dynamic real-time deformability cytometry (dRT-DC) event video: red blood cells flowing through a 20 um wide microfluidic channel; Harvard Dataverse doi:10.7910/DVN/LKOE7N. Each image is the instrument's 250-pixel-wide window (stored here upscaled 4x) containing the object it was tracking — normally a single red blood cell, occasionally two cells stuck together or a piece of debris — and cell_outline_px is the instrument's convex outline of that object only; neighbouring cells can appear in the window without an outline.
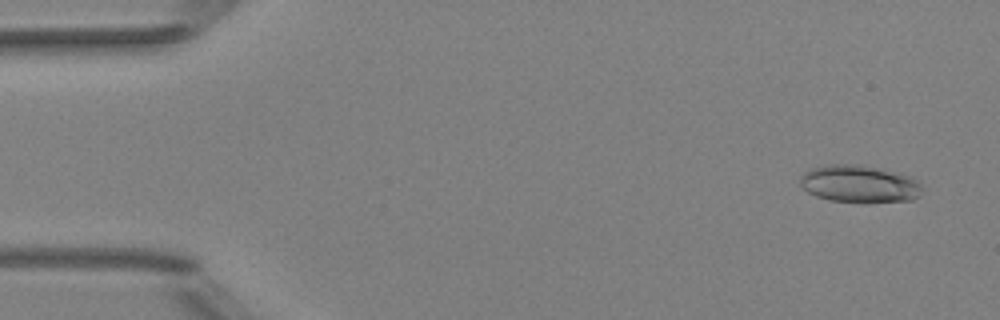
{"species": "Egyptian fruit bat (a non-hibernating species)", "species_latin": "Rousettus aegyptiacus", "temperature_condition": "room temperature", "stored_images_in_passage": 51, "camera_frame_rate_fps": 3000, "um_per_image_px": 0.085, "animal": {"sex": "female"}, "frame": {"image": 1, "passage_image": 3, "time_ms": 0.667, "image_size_px": [1000, 320], "cell_outline_px": [[920, 196], [912, 200], [828, 200], [816, 196], [808, 192], [800, 184], [800, 176], [804, 172], [812, 168], [828, 164], [864, 164], [912, 176], [920, 184]], "centroid_in_image_um": [73.02, 15.58], "position_along_channel_um": 12.0, "area_um2": 26.01}}
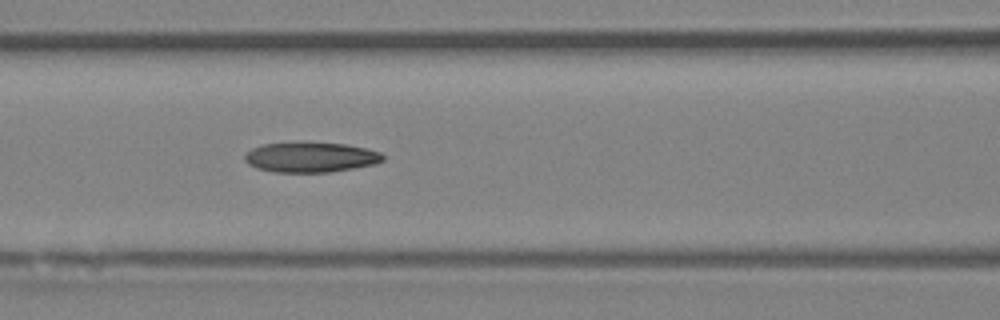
{"frame": {"image": 2, "passage_image": 22, "time_ms": 7.0, "image_size_px": [1000, 320], "cell_outline_px": [[384, 160], [376, 164], [356, 168], [332, 172], [276, 172], [256, 168], [248, 164], [244, 160], [244, 152], [252, 148], [264, 144], [296, 140], [300, 140], [344, 144], [368, 148], [380, 152], [384, 156]], "centroid_in_image_um": [26.39, 13.33], "position_along_channel_um": 140.2, "area_um2": 25.14}}
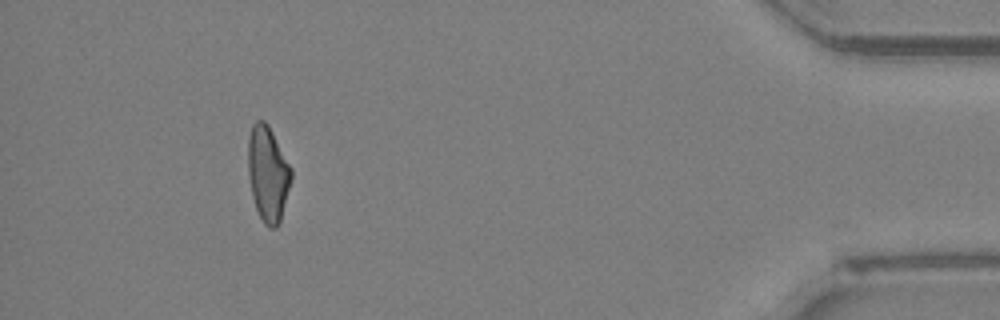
{"frame": {"image": 3, "passage_image": 47, "time_ms": 15.333, "image_size_px": [1000, 320], "cell_outline_px": [[292, 176], [280, 220], [276, 228], [268, 228], [264, 224], [256, 208], [252, 196], [248, 176], [248, 140], [252, 124], [256, 120], [264, 120], [268, 124], [292, 168]], "centroid_in_image_um": [22.76, 14.74], "position_along_channel_um": 412.4, "area_um2": 23.93}, "authors_computed_cell_mechanics": {"area_um2": 24.276, "velocity_mm_per_s": 4.0347, "shape_relaxation_time_tau1_ms": null, "shape_relaxation_time_tau2_ms": 9.3209, "deformation_change_tau1": null, "deformation_change_tau2": 0.2239}}